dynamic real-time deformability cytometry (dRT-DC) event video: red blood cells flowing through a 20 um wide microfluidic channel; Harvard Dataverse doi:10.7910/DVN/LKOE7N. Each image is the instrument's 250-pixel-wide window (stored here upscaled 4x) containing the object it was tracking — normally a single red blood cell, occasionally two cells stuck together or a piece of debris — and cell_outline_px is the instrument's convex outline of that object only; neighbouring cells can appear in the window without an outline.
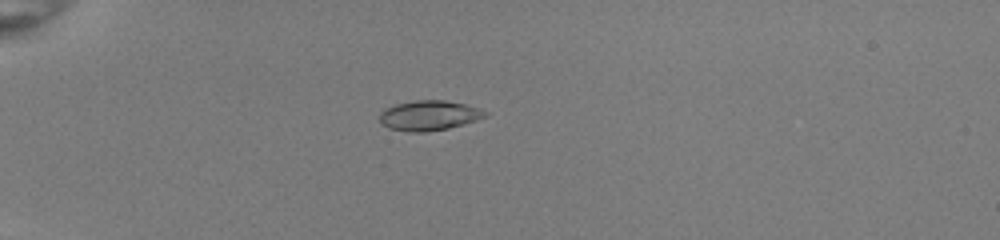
{"species": "common noctule bat (a hibernating species)", "species_latin": "Nyctalus noctula", "temperature_condition": "room temperature", "stored_images_in_passage": 39, "camera_frame_rate_fps": 3000, "um_per_image_px": 0.085, "animal": {"sex": "female", "body_mass_g": 22.0, "forearm_length_mm": 56.7}, "frame": {"image": 1, "passage_image": 3, "time_ms": 0.667, "image_size_px": [1000, 240], "cell_outline_px": [[492, 112], [476, 120], [464, 124], [448, 128], [424, 132], [408, 132], [388, 128], [380, 124], [380, 112], [384, 108], [396, 104], [416, 100], [444, 100], [464, 104], [480, 108]], "centroid_in_image_um": [36.46, 9.81], "position_along_channel_um": 48.5, "area_um2": 18.55}}
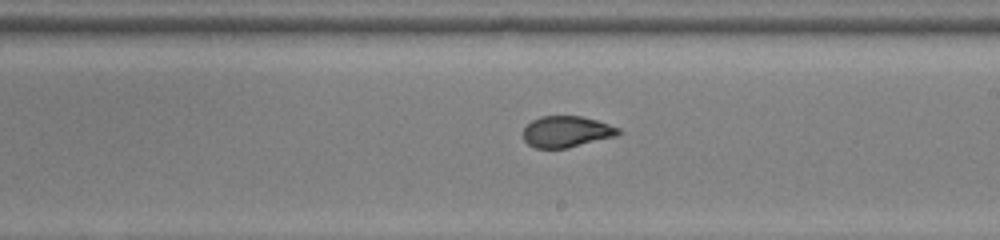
{"frame": {"image": 2, "passage_image": 20, "time_ms": 6.333, "image_size_px": [1000, 240], "cell_outline_px": [[624, 132], [616, 136], [568, 148], [536, 148], [528, 144], [524, 140], [524, 128], [532, 120], [540, 116], [580, 116], [596, 120], [620, 128]], "centroid_in_image_um": [48.18, 11.19], "position_along_channel_um": 240.8, "area_um2": 17.34}}
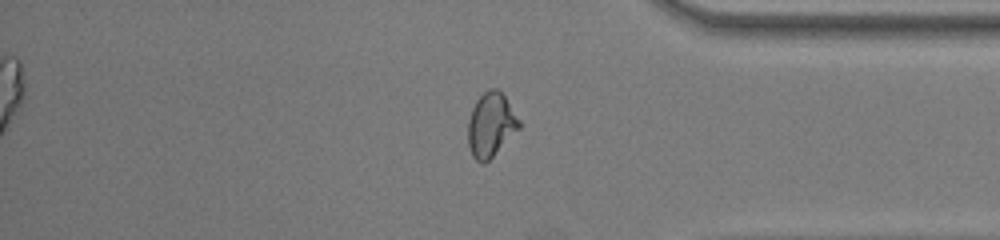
{"frame": {"image": 3, "passage_image": 32, "time_ms": 10.333, "image_size_px": [1000, 240], "cell_outline_px": [[520, 128], [484, 164], [476, 160], [472, 156], [468, 148], [468, 120], [472, 108], [476, 100], [488, 88], [496, 88], [504, 96], [520, 120]], "centroid_in_image_um": [41.7, 10.61], "position_along_channel_um": 393.5, "area_um2": 18.96}, "authors_computed_cell_mechanics": {"area_um2": 18.496, "velocity_mm_per_s": 4.0244, "shape_relaxation_time_tau1_ms": null, "shape_relaxation_time_tau2_ms": 0.7825, "deformation_change_tau1": null, "deformation_change_tau2": 0.0509}}